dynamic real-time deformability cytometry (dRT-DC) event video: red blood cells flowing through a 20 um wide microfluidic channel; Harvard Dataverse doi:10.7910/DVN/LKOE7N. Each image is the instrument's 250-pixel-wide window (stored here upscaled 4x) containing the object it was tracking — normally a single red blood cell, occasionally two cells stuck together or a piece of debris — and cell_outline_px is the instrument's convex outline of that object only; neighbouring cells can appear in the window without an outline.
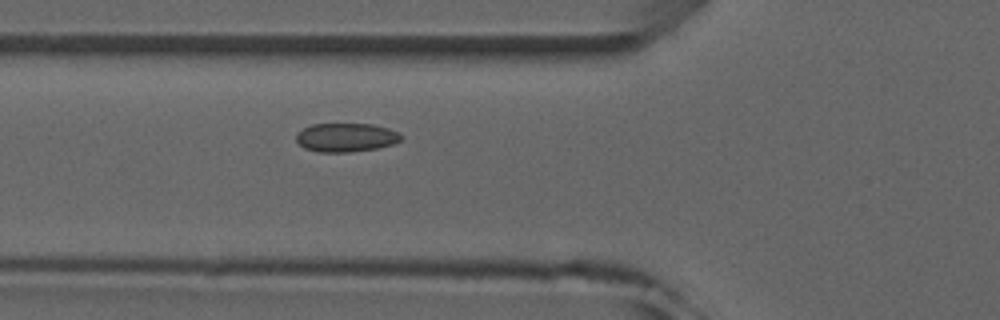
{"species": "common noctule bat (a hibernating species)", "species_latin": "Nyctalus noctula", "temperature_condition": "room temperature", "stored_images_in_passage": 6, "camera_frame_rate_fps": 3000, "um_per_image_px": 0.085, "animal": {"sex": "male", "forearm_length_mm": 52.5}, "frame": {"image": 1, "passage_image": 6, "time_ms": 5.667, "image_size_px": [1000, 320], "cell_outline_px": [[404, 136], [400, 140], [392, 144], [376, 148], [348, 152], [320, 152], [304, 148], [296, 140], [296, 132], [312, 124], [372, 124], [388, 128]], "centroid_in_image_um": [29.39, 11.68], "position_along_channel_um": 96.4, "area_um2": 17.46}}